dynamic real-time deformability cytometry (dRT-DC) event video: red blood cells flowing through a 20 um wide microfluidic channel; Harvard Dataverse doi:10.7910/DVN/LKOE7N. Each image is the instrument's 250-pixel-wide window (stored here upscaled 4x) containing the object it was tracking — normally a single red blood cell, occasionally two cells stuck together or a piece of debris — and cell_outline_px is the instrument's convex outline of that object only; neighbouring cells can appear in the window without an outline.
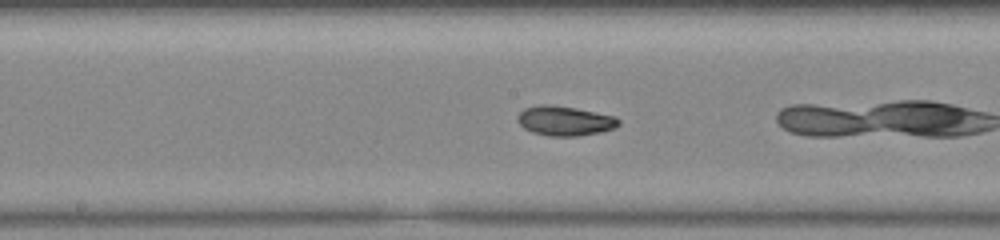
{"species": "common noctule bat (a hibernating species)", "species_latin": "Nyctalus noctula", "temperature_condition": "warm", "stored_images_in_passage": 31, "camera_frame_rate_fps": 3000, "um_per_image_px": 0.085, "animal": {"sex": "female", "body_mass_g": 23.0, "forearm_length_mm": 53.4}, "frame": {"image": 1, "passage_image": 24, "time_ms": 7.667, "image_size_px": [1000, 240], "cell_outline_px": [[620, 124], [616, 128], [600, 132], [576, 136], [548, 136], [532, 132], [524, 128], [516, 120], [516, 116], [524, 108], [540, 104], [548, 104], [576, 108], [616, 116], [620, 120]], "centroid_in_image_um": [48.0, 10.27], "position_along_channel_um": 200.2, "area_um2": 17.63}}
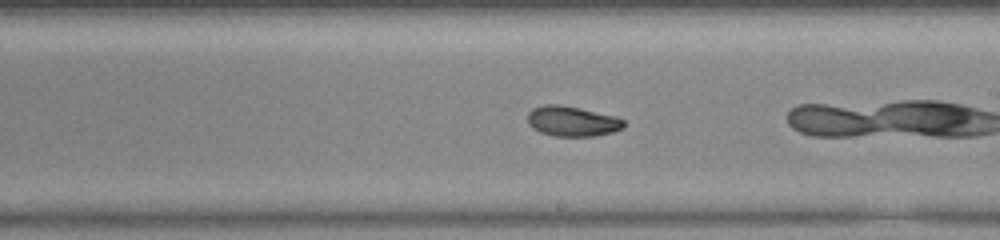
{"frame": {"image": 2, "passage_image": 27, "time_ms": 8.667, "image_size_px": [1000, 240], "cell_outline_px": [[624, 128], [612, 132], [596, 136], [552, 136], [540, 132], [532, 128], [528, 124], [528, 112], [532, 108], [544, 104], [560, 104], [580, 108], [616, 116], [624, 120]], "centroid_in_image_um": [48.62, 10.3], "position_along_channel_um": 240.4, "area_um2": 17.11}}